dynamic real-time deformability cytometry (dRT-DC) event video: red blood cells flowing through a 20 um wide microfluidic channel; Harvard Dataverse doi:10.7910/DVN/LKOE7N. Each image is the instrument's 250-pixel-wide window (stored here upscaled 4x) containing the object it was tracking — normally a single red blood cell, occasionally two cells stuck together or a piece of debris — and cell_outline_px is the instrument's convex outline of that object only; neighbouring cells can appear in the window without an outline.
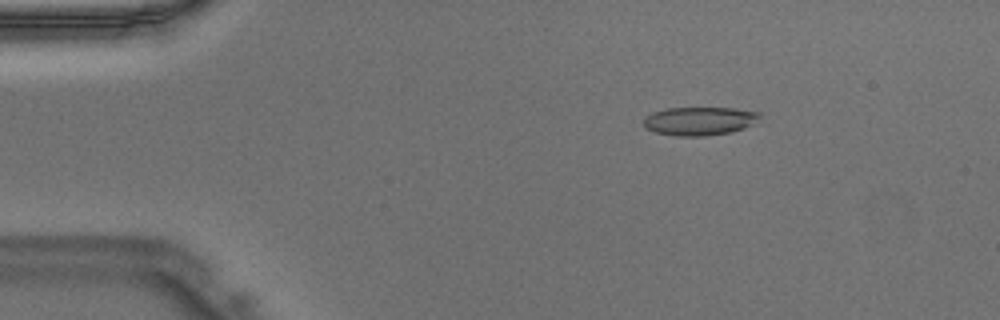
{"species": "Egyptian fruit bat (a non-hibernating species)", "species_latin": "Rousettus aegyptiacus", "temperature_condition": "warm", "stored_images_in_passage": 47, "camera_frame_rate_fps": 3000, "um_per_image_px": 0.085, "animal": {"sex": "male"}, "frame": {"image": 1, "passage_image": 8, "time_ms": 2.333, "image_size_px": [1000, 320], "cell_outline_px": [[760, 116], [744, 128], [732, 132], [704, 136], [676, 136], [656, 132], [644, 128], [644, 120], [652, 112], [664, 108], [736, 108], [760, 112]], "centroid_in_image_um": [59.42, 10.28], "position_along_channel_um": 25.6, "area_um2": 19.13}}
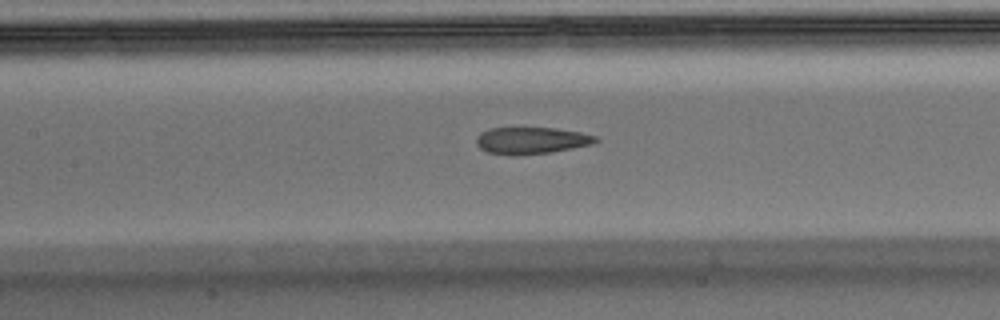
{"frame": {"image": 2, "passage_image": 22, "time_ms": 7.0, "image_size_px": [1000, 320], "cell_outline_px": [[600, 140], [592, 144], [552, 152], [488, 152], [480, 148], [476, 144], [476, 136], [480, 132], [488, 128], [556, 128], [580, 132], [596, 136]], "centroid_in_image_um": [45.2, 11.89], "position_along_channel_um": 162.2, "area_um2": 17.86}}
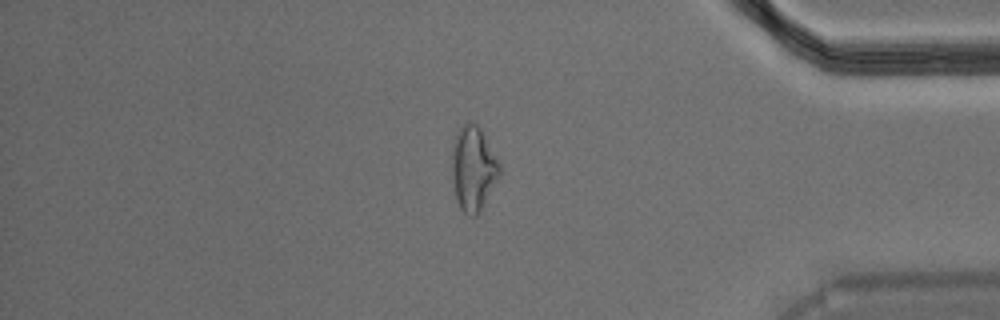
{"frame": {"image": 3, "passage_image": 40, "time_ms": 13.0, "image_size_px": [1000, 320], "cell_outline_px": [[500, 176], [480, 212], [476, 216], [468, 216], [460, 208], [456, 200], [452, 180], [452, 144], [460, 128], [468, 120], [472, 120], [480, 128], [500, 164]], "centroid_in_image_um": [40.22, 14.34], "position_along_channel_um": 395.0, "area_um2": 23.58}}